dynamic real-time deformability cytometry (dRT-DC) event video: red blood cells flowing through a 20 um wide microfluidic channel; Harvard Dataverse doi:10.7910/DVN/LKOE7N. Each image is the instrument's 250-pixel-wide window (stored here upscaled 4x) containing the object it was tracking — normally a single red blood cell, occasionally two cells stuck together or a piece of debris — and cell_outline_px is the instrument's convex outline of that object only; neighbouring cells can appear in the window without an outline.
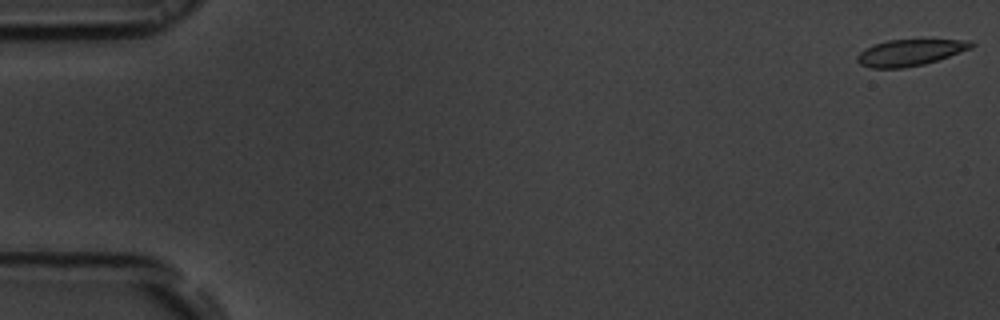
{"species": "common noctule bat (a hibernating species)", "species_latin": "Nyctalus noctula", "temperature_condition": "room temperature", "stored_images_in_passage": 55, "camera_frame_rate_fps": 3000, "um_per_image_px": 0.085, "animal": {"sex": "male", "body_mass_g": 19.5, "forearm_length_mm": 54.6}, "frame": {"image": 1, "passage_image": 1, "time_ms": 0.0, "image_size_px": [1000, 320], "cell_outline_px": [[976, 44], [972, 48], [924, 64], [904, 68], [872, 68], [860, 64], [856, 60], [856, 56], [864, 48], [872, 44], [888, 40], [972, 40]], "centroid_in_image_um": [77.32, 4.46], "position_along_channel_um": 7.7, "area_um2": 17.51}}
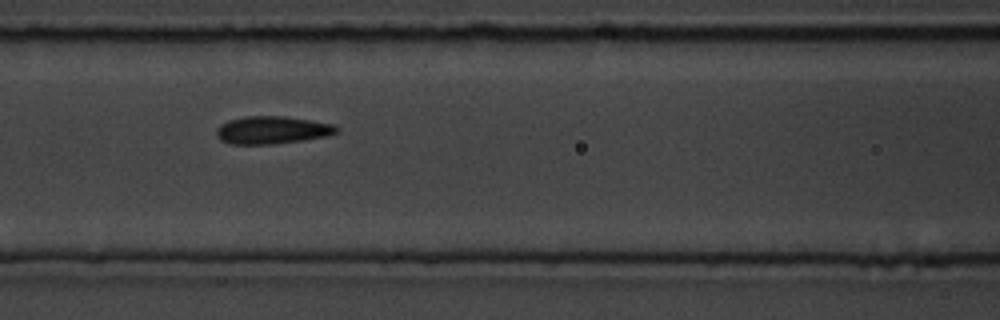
{"frame": {"image": 2, "passage_image": 24, "time_ms": 7.667, "image_size_px": [1000, 320], "cell_outline_px": [[336, 132], [328, 136], [304, 140], [272, 144], [228, 144], [220, 140], [216, 136], [216, 128], [220, 124], [228, 120], [244, 116], [284, 116], [332, 124], [336, 128]], "centroid_in_image_um": [23.04, 11.06], "position_along_channel_um": 143.6, "area_um2": 19.36}}
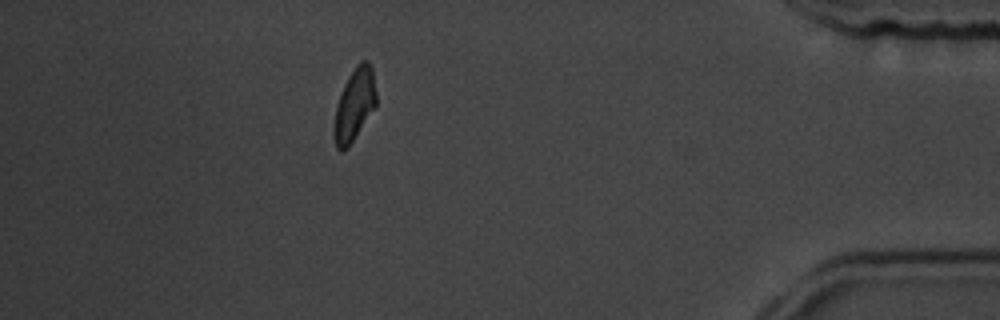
{"frame": {"image": 3, "passage_image": 49, "time_ms": 16.0, "image_size_px": [1000, 320], "cell_outline_px": [[376, 108], [348, 148], [344, 152], [340, 152], [336, 148], [332, 136], [332, 128], [336, 104], [344, 84], [348, 76], [356, 64], [360, 60], [368, 60], [372, 68], [376, 92]], "centroid_in_image_um": [30.1, 8.95], "position_along_channel_um": 405.1, "area_um2": 18.5}, "authors_computed_cell_mechanics": {"area_um2": 18.496, "velocity_mm_per_s": 3.7069, "shape_relaxation_time_tau1_ms": 2.2903, "shape_relaxation_time_tau2_ms": 2.4469, "deformation_change_tau1": 0.0989, "deformation_change_tau2": 0.0764}}